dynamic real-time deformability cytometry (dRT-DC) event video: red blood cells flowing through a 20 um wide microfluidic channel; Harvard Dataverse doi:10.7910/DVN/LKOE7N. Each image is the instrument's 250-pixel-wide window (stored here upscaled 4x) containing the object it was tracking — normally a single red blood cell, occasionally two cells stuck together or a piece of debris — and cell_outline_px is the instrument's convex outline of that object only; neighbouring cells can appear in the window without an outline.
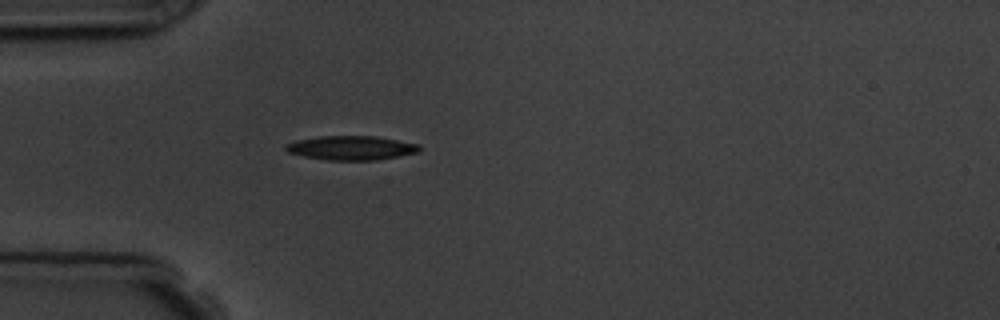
{"species": "common noctule bat (a hibernating species)", "species_latin": "Nyctalus noctula", "temperature_condition": "room temperature", "stored_images_in_passage": 5, "camera_frame_rate_fps": 3000, "um_per_image_px": 0.085, "animal": {"sex": "male", "body_mass_g": 19.5, "forearm_length_mm": 54.6}, "frame": {"image": 1, "passage_image": 5, "time_ms": 4.333, "image_size_px": [1000, 320], "cell_outline_px": [[424, 148], [420, 152], [400, 156], [376, 160], [328, 160], [304, 156], [288, 152], [284, 148], [284, 144], [296, 140], [320, 136], [376, 136], [420, 144]], "centroid_in_image_um": [29.91, 12.57], "position_along_channel_um": 55.1, "area_um2": 19.02}}